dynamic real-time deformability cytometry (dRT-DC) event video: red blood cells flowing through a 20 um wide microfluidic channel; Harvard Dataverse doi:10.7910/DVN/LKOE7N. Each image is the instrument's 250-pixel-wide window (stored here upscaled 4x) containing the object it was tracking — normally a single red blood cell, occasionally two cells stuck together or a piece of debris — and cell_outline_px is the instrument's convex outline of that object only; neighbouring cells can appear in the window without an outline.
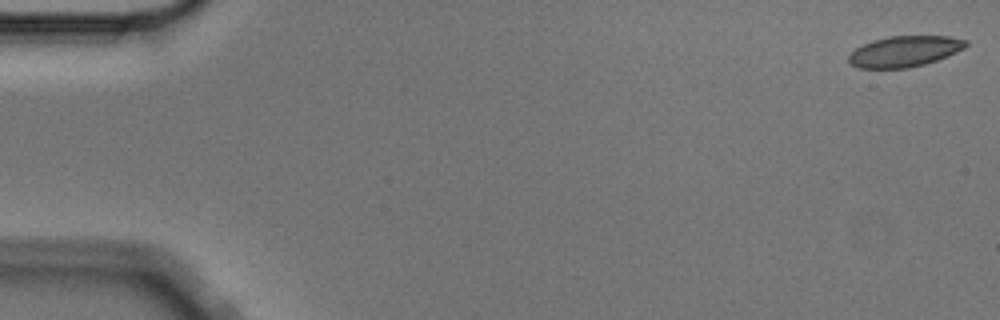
{"species": "Egyptian fruit bat (a non-hibernating species)", "species_latin": "Rousettus aegyptiacus", "temperature_condition": "cold", "stored_images_in_passage": 4, "camera_frame_rate_fps": 3000, "um_per_image_px": 0.085, "animal": {"sex": "male"}, "frame": {"image": 1, "passage_image": 1, "time_ms": 0.0, "image_size_px": [1000, 320], "cell_outline_px": [[968, 44], [964, 48], [948, 56], [924, 64], [908, 68], [856, 68], [848, 60], [848, 56], [856, 48], [872, 40], [888, 36], [948, 36], [968, 40]], "centroid_in_image_um": [76.89, 4.36], "position_along_channel_um": 8.1, "area_um2": 21.04}}